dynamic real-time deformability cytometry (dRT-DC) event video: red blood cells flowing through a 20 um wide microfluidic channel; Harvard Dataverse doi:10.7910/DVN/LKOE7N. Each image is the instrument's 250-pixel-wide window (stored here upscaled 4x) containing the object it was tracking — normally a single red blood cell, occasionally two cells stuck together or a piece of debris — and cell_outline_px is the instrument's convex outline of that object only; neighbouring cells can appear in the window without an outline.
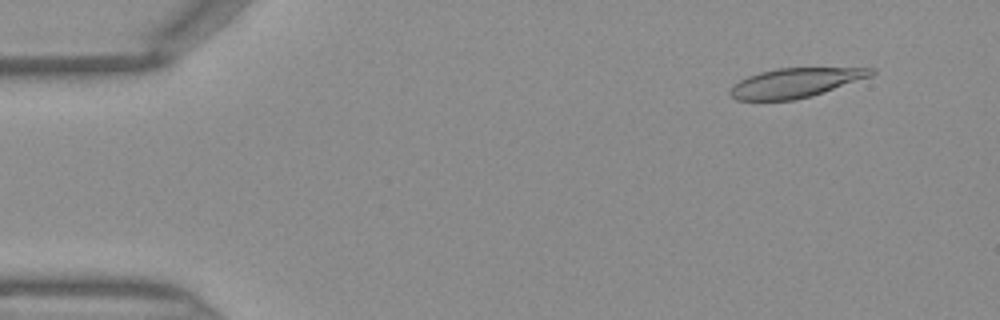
{"species": "Egyptian fruit bat (a non-hibernating species)", "species_latin": "Rousettus aegyptiacus", "temperature_condition": "warm", "stored_images_in_passage": 13, "camera_frame_rate_fps": 3000, "um_per_image_px": 0.085, "frame": {"image": 1, "passage_image": 4, "time_ms": 1.0, "image_size_px": [1000, 320], "cell_outline_px": [[876, 72], [872, 76], [812, 96], [796, 100], [736, 100], [728, 92], [740, 80], [748, 76], [760, 72], [776, 68], [876, 68]], "centroid_in_image_um": [67.64, 7.04], "position_along_channel_um": 17.4, "area_um2": 24.04}}